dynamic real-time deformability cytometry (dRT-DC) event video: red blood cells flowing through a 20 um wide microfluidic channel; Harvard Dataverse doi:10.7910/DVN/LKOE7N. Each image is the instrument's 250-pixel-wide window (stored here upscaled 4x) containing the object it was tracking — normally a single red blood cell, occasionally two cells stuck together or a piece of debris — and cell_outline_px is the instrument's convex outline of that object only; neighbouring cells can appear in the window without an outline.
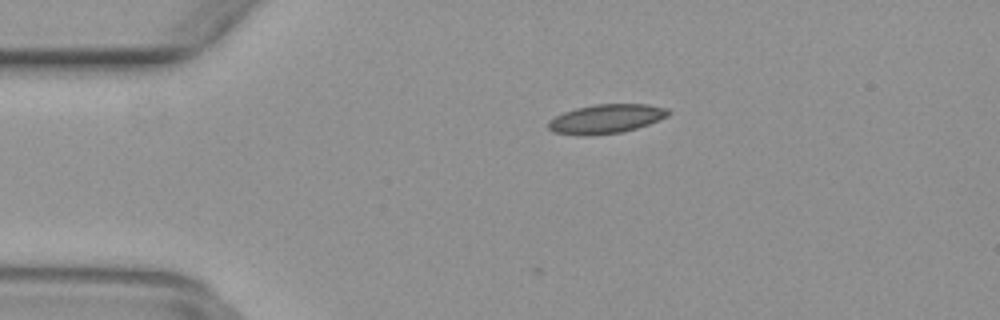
{"species": "common noctule bat (a hibernating species)", "species_latin": "Nyctalus noctula", "temperature_condition": "warm", "stored_images_in_passage": 12, "camera_frame_rate_fps": 3000, "um_per_image_px": 0.085, "animal": {"sex": "female", "body_mass_g": 29.2, "forearm_length_mm": 56.3}, "frame": {"image": 1, "passage_image": 10, "time_ms": 3.0, "image_size_px": [1000, 320], "cell_outline_px": [[668, 116], [648, 124], [636, 128], [620, 132], [588, 136], [580, 136], [552, 132], [548, 128], [548, 120], [564, 112], [576, 108], [596, 104], [648, 104], [668, 108]], "centroid_in_image_um": [51.48, 10.11], "position_along_channel_um": 33.5, "area_um2": 20.35}}